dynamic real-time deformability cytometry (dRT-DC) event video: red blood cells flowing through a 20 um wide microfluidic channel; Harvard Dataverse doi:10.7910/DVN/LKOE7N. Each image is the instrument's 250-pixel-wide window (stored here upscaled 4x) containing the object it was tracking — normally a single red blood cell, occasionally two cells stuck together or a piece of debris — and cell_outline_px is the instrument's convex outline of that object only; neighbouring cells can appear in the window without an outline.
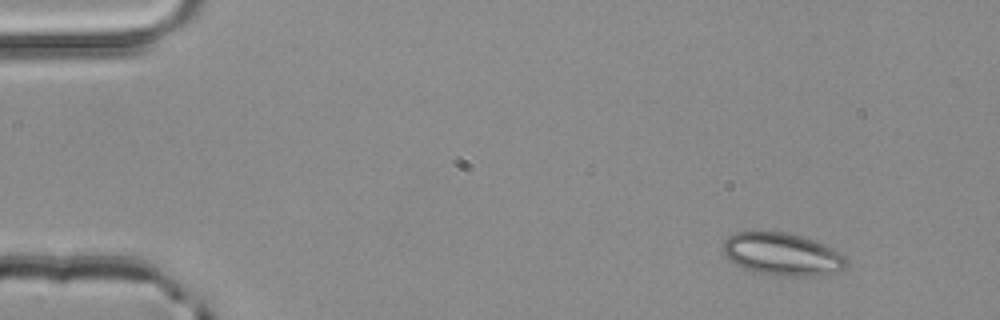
{"species": "common noctule bat (a hibernating species)", "species_latin": "Nyctalus noctula", "temperature_condition": "room temperature", "stored_images_in_passage": 3, "camera_frame_rate_fps": 3000, "um_per_image_px": 0.085, "animal": {"sex": "male", "body_mass_g": 20.4}, "frame": {"image": 1, "passage_image": 1, "time_ms": 0.0, "image_size_px": [1000, 320], "cell_outline_px": [[848, 260], [844, 268], [812, 276], [780, 276], [756, 272], [744, 268], [728, 260], [724, 252], [724, 240], [728, 236], [736, 232], [788, 232], [824, 244], [840, 252]], "centroid_in_image_um": [66.46, 21.6], "position_along_channel_um": 18.5, "area_um2": 30.23}}